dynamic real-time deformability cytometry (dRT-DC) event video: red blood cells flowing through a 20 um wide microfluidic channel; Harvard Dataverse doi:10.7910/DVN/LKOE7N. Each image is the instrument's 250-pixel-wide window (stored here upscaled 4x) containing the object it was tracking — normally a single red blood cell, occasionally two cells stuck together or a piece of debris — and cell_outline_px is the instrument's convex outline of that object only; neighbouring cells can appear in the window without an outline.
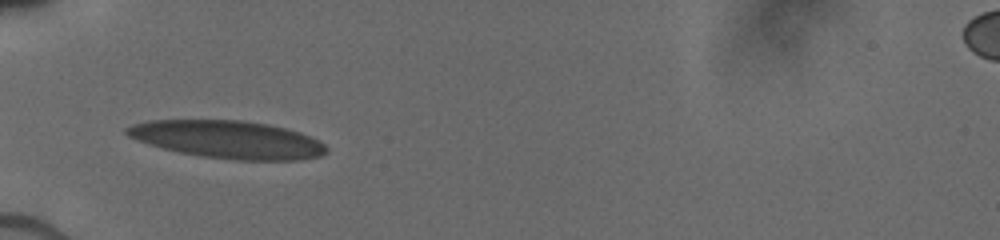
{"species": "human", "species_latin": "Homo sapiens", "temperature_condition": "cold", "stored_images_in_passage": 20, "camera_frame_rate_fps": 3000, "um_per_image_px": 0.085, "donor": {"sex": "male"}, "frame": {"image": 1, "passage_image": 5, "time_ms": 3.0, "image_size_px": [1000, 240], "cell_outline_px": [[328, 152], [320, 156], [300, 160], [236, 160], [200, 156], [180, 152], [148, 144], [136, 140], [128, 136], [124, 132], [124, 128], [132, 124], [148, 120], [244, 120], [268, 124], [300, 132], [324, 144], [328, 148]], "centroid_in_image_um": [19.34, 11.85], "position_along_channel_um": 65.7, "area_um2": 43.93}}
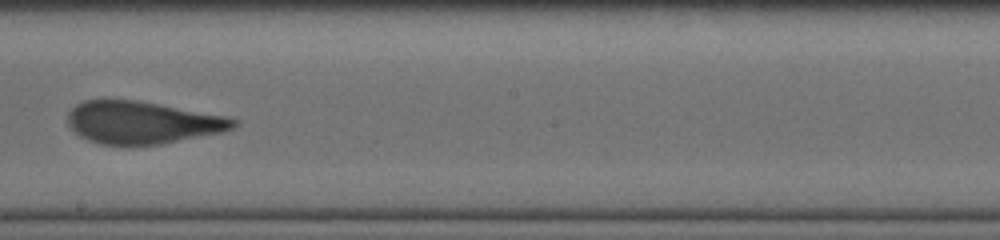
{"frame": {"image": 2, "passage_image": 11, "time_ms": 7.333, "image_size_px": [1000, 240], "cell_outline_px": [[240, 124], [224, 132], [160, 144], [132, 148], [100, 144], [88, 140], [80, 136], [68, 124], [68, 112], [76, 104], [84, 100], [136, 100], [228, 116], [240, 120]], "centroid_in_image_um": [12.12, 10.44], "position_along_channel_um": 236.1, "area_um2": 41.73}}
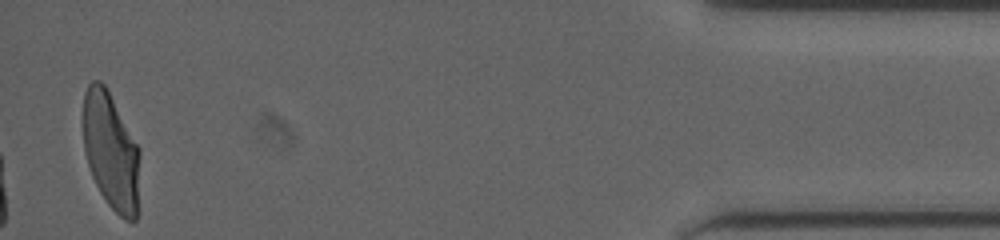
{"frame": {"image": 3, "passage_image": 20, "time_ms": 13.667, "image_size_px": [1000, 240], "cell_outline_px": [[140, 152], [136, 220], [124, 220], [108, 204], [100, 192], [92, 176], [84, 152], [84, 92], [88, 84], [92, 80], [100, 80], [104, 84], [140, 148]], "centroid_in_image_um": [9.43, 12.84], "position_along_channel_um": 425.8, "area_um2": 38.44}}